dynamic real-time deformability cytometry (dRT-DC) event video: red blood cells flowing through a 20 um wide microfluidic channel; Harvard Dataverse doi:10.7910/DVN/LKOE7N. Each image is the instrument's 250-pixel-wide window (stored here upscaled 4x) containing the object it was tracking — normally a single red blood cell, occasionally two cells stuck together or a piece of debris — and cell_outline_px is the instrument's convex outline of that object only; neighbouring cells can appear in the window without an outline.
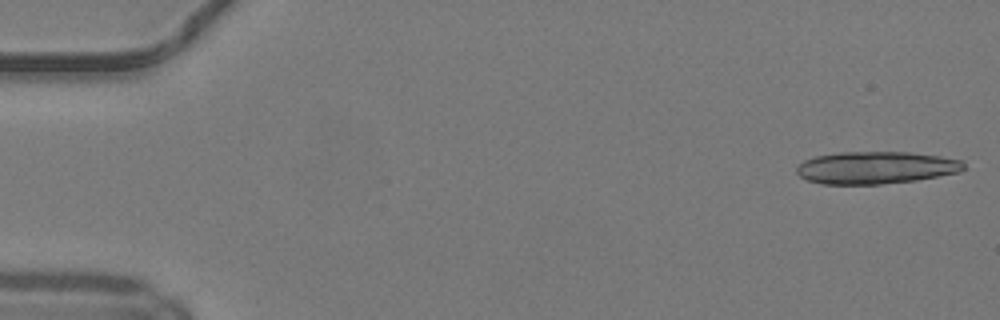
{"species": "common noctule bat (a hibernating species)", "species_latin": "Nyctalus noctula", "temperature_condition": "warm", "stored_images_in_passage": 37, "camera_frame_rate_fps": 3000, "um_per_image_px": 0.085, "animal": {"sex": "male", "body_mass_g": 19.2, "forearm_length_mm": 51.8}, "frame": {"image": 1, "passage_image": 1, "time_ms": 0.0, "image_size_px": [1000, 320], "cell_outline_px": [[964, 168], [960, 172], [916, 180], [880, 184], [824, 184], [808, 180], [800, 176], [796, 172], [796, 168], [804, 160], [816, 156], [840, 152], [908, 152], [940, 156], [964, 160]], "centroid_in_image_um": [74.46, 14.24], "position_along_channel_um": 10.5, "area_um2": 31.44}}
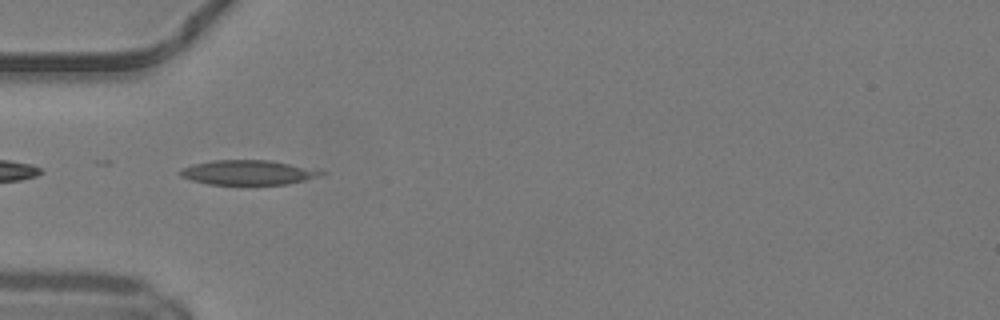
{"frame": {"image": 2, "passage_image": 16, "time_ms": 5.0, "image_size_px": [1000, 320], "cell_outline_px": [[328, 172], [324, 176], [288, 184], [208, 184], [192, 180], [180, 176], [176, 172], [180, 168], [192, 164], [212, 160], [272, 160]], "centroid_in_image_um": [21.08, 14.65], "position_along_channel_um": 63.9, "area_um2": 20.46}}
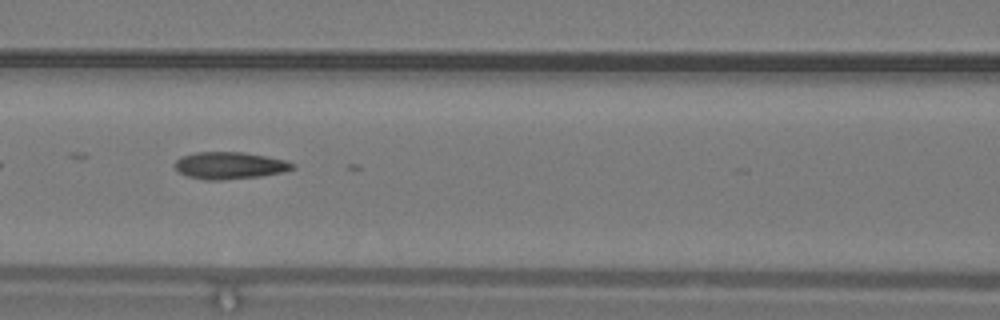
{"frame": {"image": 3, "passage_image": 22, "time_ms": 7.0, "image_size_px": [1000, 320], "cell_outline_px": [[296, 168], [284, 172], [260, 176], [220, 180], [204, 180], [188, 176], [180, 172], [172, 164], [176, 160], [184, 156], [196, 152], [244, 152], [284, 160], [296, 164]], "centroid_in_image_um": [19.54, 14.07], "position_along_channel_um": 147.1, "area_um2": 18.5}}